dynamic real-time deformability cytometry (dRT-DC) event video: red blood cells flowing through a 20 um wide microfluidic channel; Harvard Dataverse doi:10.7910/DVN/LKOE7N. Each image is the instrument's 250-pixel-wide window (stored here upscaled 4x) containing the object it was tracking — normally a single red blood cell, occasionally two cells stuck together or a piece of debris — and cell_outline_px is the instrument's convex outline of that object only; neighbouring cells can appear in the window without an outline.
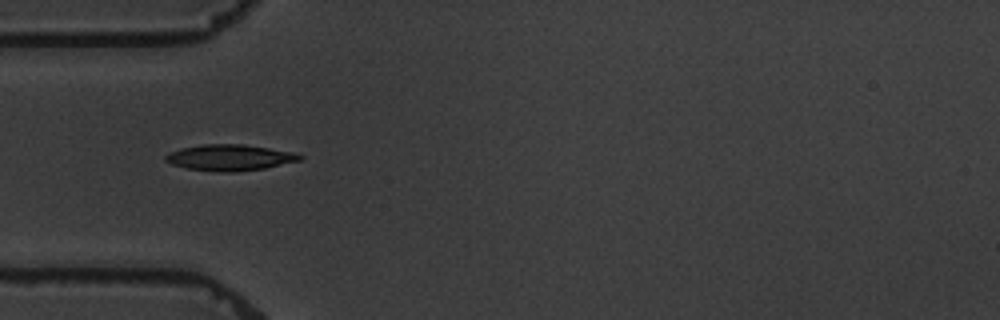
{"species": "common noctule bat (a hibernating species)", "species_latin": "Nyctalus noctula", "temperature_condition": "warm", "stored_images_in_passage": 4, "camera_frame_rate_fps": 3000, "um_per_image_px": 0.085, "animal": {"sex": "male", "body_mass_g": 19.5, "forearm_length_mm": 54.6}, "frame": {"image": 1, "passage_image": 1, "time_ms": 0.0, "image_size_px": [1000, 320], "cell_outline_px": [[304, 156], [300, 160], [264, 168], [232, 172], [228, 172], [188, 168], [172, 164], [164, 160], [164, 156], [168, 152], [180, 148], [200, 144], [244, 144], [292, 152]], "centroid_in_image_um": [19.48, 13.37], "position_along_channel_um": 65.5, "area_um2": 20.17}}
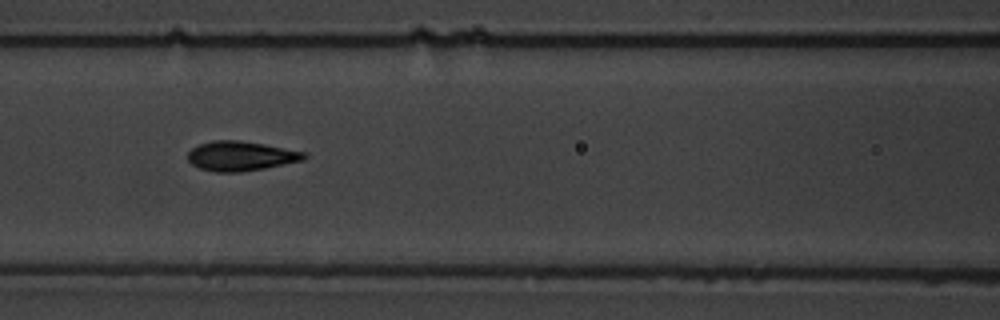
{"frame": {"image": 2, "passage_image": 3, "time_ms": 2.333, "image_size_px": [1000, 320], "cell_outline_px": [[308, 156], [304, 160], [264, 168], [240, 172], [216, 172], [200, 168], [192, 164], [188, 160], [188, 152], [192, 148], [200, 144], [212, 140], [240, 140], [264, 144], [308, 152]], "centroid_in_image_um": [20.49, 13.25], "position_along_channel_um": 146.1, "area_um2": 20.11}}
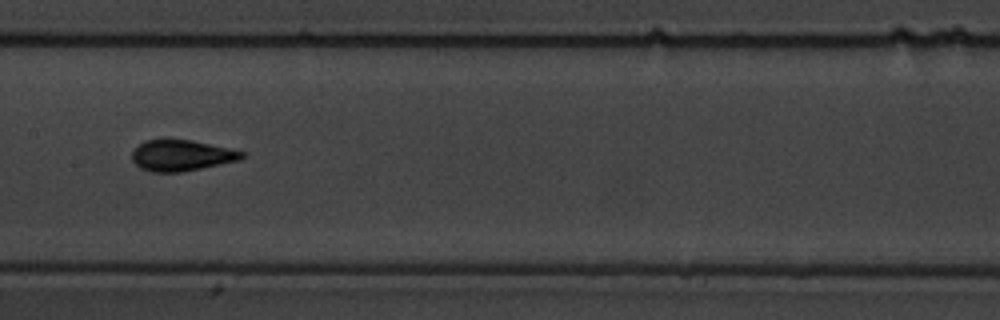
{"frame": {"image": 3, "passage_image": 4, "time_ms": 3.667, "image_size_px": [1000, 320], "cell_outline_px": [[244, 156], [240, 160], [180, 172], [152, 172], [140, 168], [132, 160], [132, 152], [144, 140], [192, 140], [228, 148], [244, 152]], "centroid_in_image_um": [15.41, 13.22], "position_along_channel_um": 192.0, "area_um2": 19.54}}